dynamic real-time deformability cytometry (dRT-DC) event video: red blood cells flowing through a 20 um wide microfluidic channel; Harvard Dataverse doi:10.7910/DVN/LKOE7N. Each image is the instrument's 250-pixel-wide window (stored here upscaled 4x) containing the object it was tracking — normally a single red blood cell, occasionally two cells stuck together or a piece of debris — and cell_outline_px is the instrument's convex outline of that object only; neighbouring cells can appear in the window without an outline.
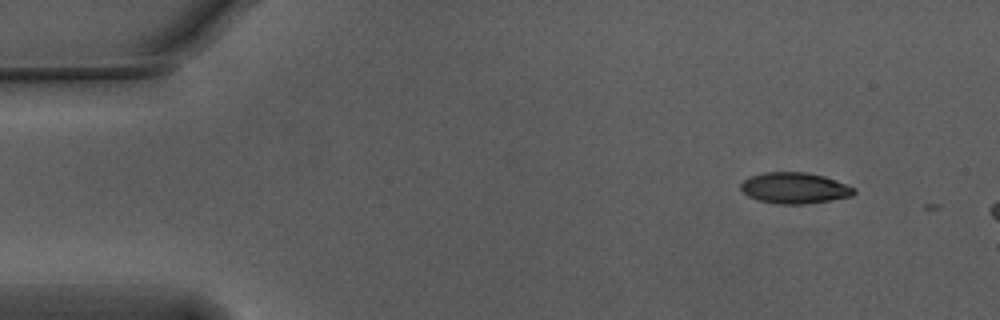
{"species": "Egyptian fruit bat (a non-hibernating species)", "species_latin": "Rousettus aegyptiacus", "temperature_condition": "warm", "stored_images_in_passage": 3, "camera_frame_rate_fps": 3000, "um_per_image_px": 0.085, "animal": {"sex": "male"}, "frame": {"image": 1, "passage_image": 1, "time_ms": 0.0, "image_size_px": [1000, 320], "cell_outline_px": [[856, 192], [852, 196], [804, 204], [780, 204], [756, 200], [748, 196], [740, 188], [740, 184], [744, 180], [752, 176], [764, 172], [804, 172], [824, 176], [856, 188]], "centroid_in_image_um": [67.53, 15.98], "position_along_channel_um": 17.5, "area_um2": 20.35}}